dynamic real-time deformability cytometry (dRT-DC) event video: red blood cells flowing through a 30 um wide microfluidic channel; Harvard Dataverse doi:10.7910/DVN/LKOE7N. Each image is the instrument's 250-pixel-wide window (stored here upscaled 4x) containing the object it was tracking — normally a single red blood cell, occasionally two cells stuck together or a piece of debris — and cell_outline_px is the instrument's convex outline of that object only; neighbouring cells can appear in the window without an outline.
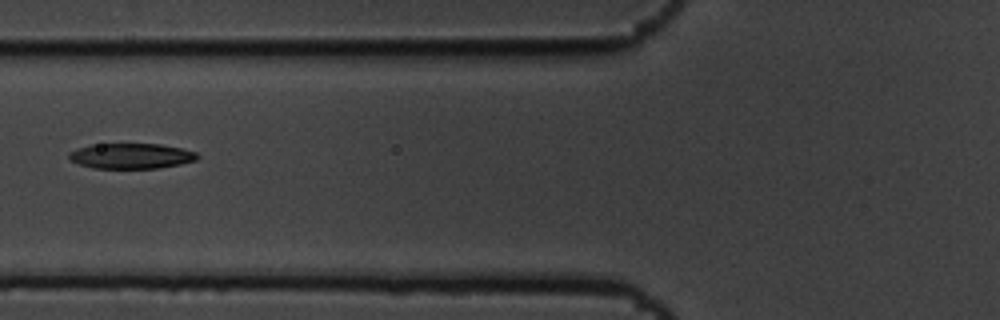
{"species": "common noctule bat (a hibernating species)", "species_latin": "Nyctalus noctula", "temperature_condition": "cold", "stored_images_in_passage": 7, "camera_frame_rate_fps": 3000, "um_per_image_px": 0.085, "animal": {"sex": "male", "body_mass_g": 19.5, "forearm_length_mm": 54.6}, "frame": {"image": 1, "passage_image": 6, "time_ms": 1.667, "image_size_px": [1000, 320], "cell_outline_px": [[200, 156], [196, 160], [180, 164], [160, 168], [92, 168], [80, 164], [72, 160], [68, 156], [68, 152], [76, 148], [92, 144], [160, 144], [180, 148], [196, 152]], "centroid_in_image_um": [11.15, 13.25], "position_along_channel_um": 114.7, "area_um2": 18.96}}
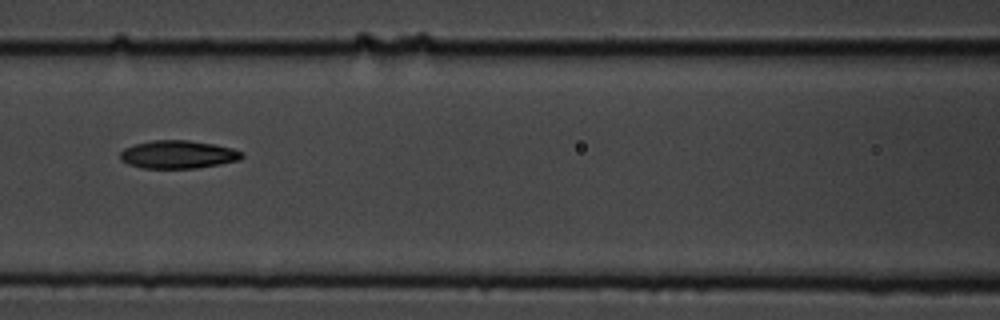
{"frame": {"image": 2, "passage_image": 7, "time_ms": 2.0, "image_size_px": [1000, 320], "cell_outline_px": [[244, 156], [240, 160], [220, 164], [196, 168], [144, 168], [128, 164], [120, 160], [120, 152], [124, 148], [136, 144], [152, 140], [188, 140], [216, 144], [232, 148], [244, 152]], "centroid_in_image_um": [15.16, 13.13], "position_along_channel_um": 151.4, "area_um2": 20.0}}